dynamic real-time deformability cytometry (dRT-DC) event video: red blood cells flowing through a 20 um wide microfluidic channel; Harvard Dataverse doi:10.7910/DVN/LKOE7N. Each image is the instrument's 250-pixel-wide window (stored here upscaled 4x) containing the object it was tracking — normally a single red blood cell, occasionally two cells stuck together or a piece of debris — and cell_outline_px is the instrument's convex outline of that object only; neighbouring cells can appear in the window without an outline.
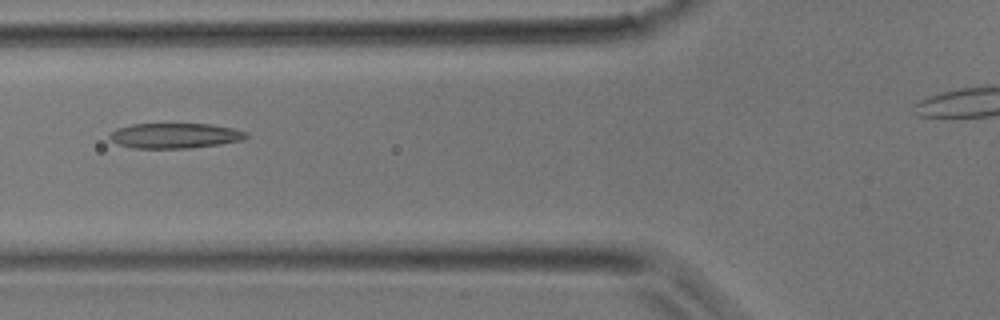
{"species": "common noctule bat (a hibernating species)", "species_latin": "Nyctalus noctula", "temperature_condition": "room temperature", "stored_images_in_passage": 2, "camera_frame_rate_fps": 3000, "um_per_image_px": 0.085, "animal": {"sex": "male", "body_mass_g": 17.9}, "frame": {"image": 1, "passage_image": 2, "time_ms": 1.0, "image_size_px": [1000, 320], "cell_outline_px": [[248, 136], [244, 140], [220, 144], [192, 148], [132, 148], [116, 144], [108, 136], [116, 128], [132, 124], [208, 124], [232, 128], [248, 132]], "centroid_in_image_um": [14.87, 11.54], "position_along_channel_um": 110.9, "area_um2": 20.11}}